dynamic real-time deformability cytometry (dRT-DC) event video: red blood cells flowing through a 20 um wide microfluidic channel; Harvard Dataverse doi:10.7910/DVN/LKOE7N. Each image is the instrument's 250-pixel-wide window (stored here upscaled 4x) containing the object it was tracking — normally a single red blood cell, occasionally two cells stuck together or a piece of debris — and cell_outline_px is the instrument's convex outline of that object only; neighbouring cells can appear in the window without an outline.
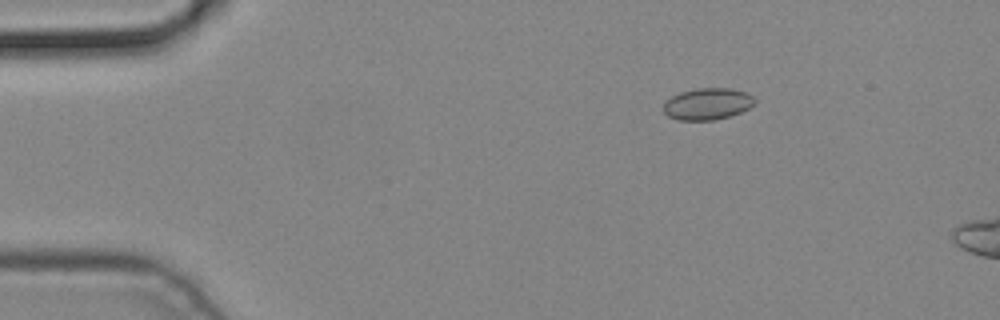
{"species": "common noctule bat (a hibernating species)", "species_latin": "Nyctalus noctula", "temperature_condition": "cold", "stored_images_in_passage": 3, "camera_frame_rate_fps": 3000, "um_per_image_px": 0.085, "animal": {"sex": "male", "body_mass_g": 19.2, "forearm_length_mm": 51.8}, "frame": {"image": 1, "passage_image": 1, "time_ms": 0.0, "image_size_px": [1000, 320], "cell_outline_px": [[756, 104], [740, 112], [728, 116], [712, 120], [676, 120], [668, 116], [664, 112], [664, 104], [672, 96], [680, 92], [696, 88], [728, 88], [744, 92], [752, 96], [756, 100]], "centroid_in_image_um": [60.13, 8.83], "position_along_channel_um": 24.9, "area_um2": 16.7}}